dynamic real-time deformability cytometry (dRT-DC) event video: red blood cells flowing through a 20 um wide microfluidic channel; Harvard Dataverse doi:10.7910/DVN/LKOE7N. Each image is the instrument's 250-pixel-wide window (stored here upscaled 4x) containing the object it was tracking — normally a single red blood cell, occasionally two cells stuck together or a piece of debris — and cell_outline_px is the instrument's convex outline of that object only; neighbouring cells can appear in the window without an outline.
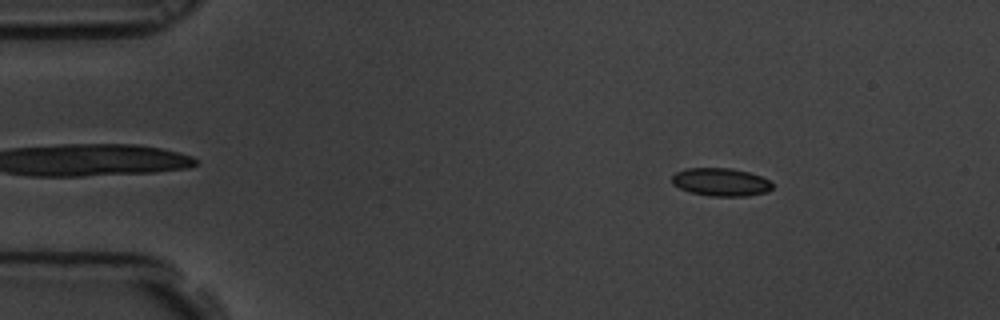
{"species": "common noctule bat (a hibernating species)", "species_latin": "Nyctalus noctula", "temperature_condition": "room temperature", "stored_images_in_passage": 14, "camera_frame_rate_fps": 3000, "um_per_image_px": 0.085, "animal": {"sex": "male", "body_mass_g": 19.5, "forearm_length_mm": 54.6}, "frame": {"image": 1, "passage_image": 7, "time_ms": 2.0, "image_size_px": [1000, 320], "cell_outline_px": [[772, 188], [768, 192], [748, 196], [712, 196], [692, 192], [680, 188], [672, 184], [672, 176], [676, 172], [688, 168], [732, 168], [748, 172], [760, 176], [768, 180], [772, 184]], "centroid_in_image_um": [61.28, 15.47], "position_along_channel_um": 23.7, "area_um2": 16.3}}